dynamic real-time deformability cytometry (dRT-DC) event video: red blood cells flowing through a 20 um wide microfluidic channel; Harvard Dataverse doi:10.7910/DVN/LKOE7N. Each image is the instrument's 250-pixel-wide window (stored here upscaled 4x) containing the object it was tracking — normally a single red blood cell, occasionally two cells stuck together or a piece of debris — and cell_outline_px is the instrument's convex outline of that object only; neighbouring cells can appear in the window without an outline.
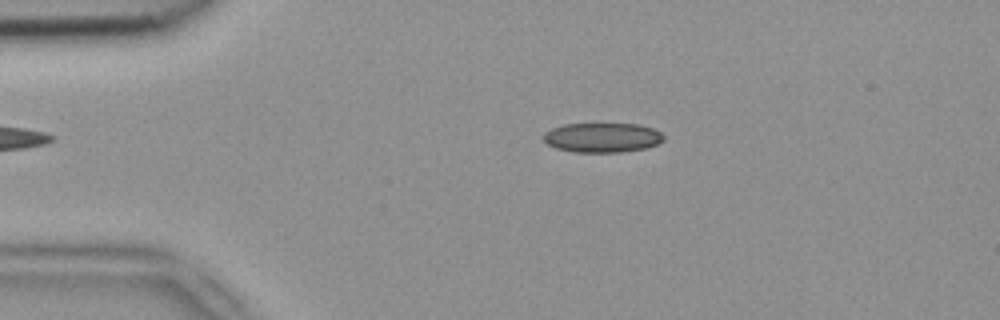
{"species": "common noctule bat (a hibernating species)", "species_latin": "Nyctalus noctula", "temperature_condition": "room temperature", "stored_images_in_passage": 46, "camera_frame_rate_fps": 3000, "um_per_image_px": 0.085, "animal": {"sex": "female", "body_mass_g": 18.4}, "frame": {"image": 1, "passage_image": 5, "time_ms": 1.333, "image_size_px": [1000, 320], "cell_outline_px": [[664, 140], [656, 144], [644, 148], [620, 152], [576, 152], [556, 148], [548, 144], [544, 140], [544, 132], [552, 128], [564, 124], [640, 124], [652, 128], [660, 132], [664, 136]], "centroid_in_image_um": [51.19, 11.69], "position_along_channel_um": 33.8, "area_um2": 20.58}}
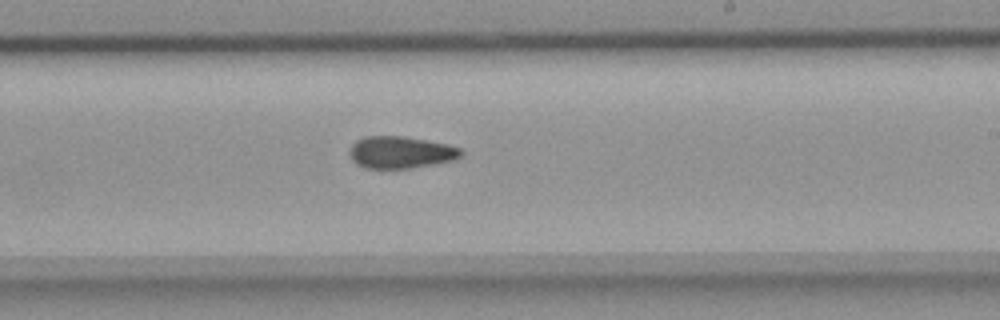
{"frame": {"image": 2, "passage_image": 25, "time_ms": 8.0, "image_size_px": [1000, 320], "cell_outline_px": [[464, 152], [460, 156], [452, 160], [412, 168], [364, 168], [356, 164], [352, 160], [348, 152], [352, 144], [356, 140], [364, 136], [400, 136], [448, 144], [460, 148]], "centroid_in_image_um": [34.01, 12.95], "position_along_channel_um": 255.0, "area_um2": 20.75}}
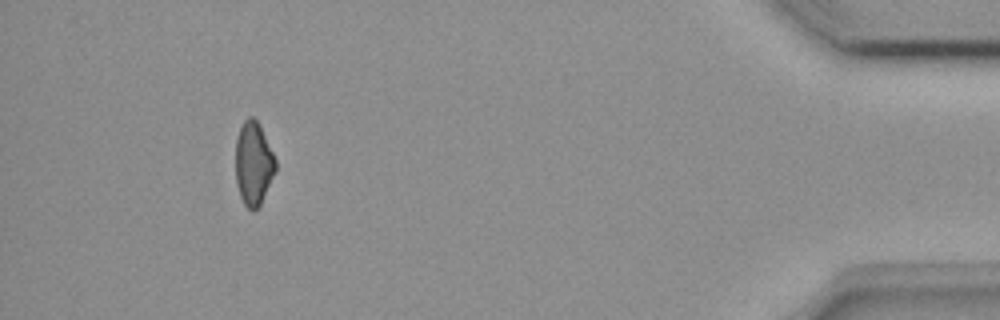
{"frame": {"image": 3, "passage_image": 42, "time_ms": 13.667, "image_size_px": [1000, 320], "cell_outline_px": [[276, 172], [260, 204], [252, 212], [244, 204], [240, 196], [236, 180], [236, 140], [240, 128], [244, 120], [248, 116], [252, 116], [260, 124], [276, 160]], "centroid_in_image_um": [21.55, 13.88], "position_along_channel_um": 413.6, "area_um2": 19.42}, "authors_computed_cell_mechanics": {"area_um2": 20.9814, "velocity_mm_per_s": 3.9323, "shape_relaxation_time_tau1_ms": null, "shape_relaxation_time_tau2_ms": 3.9027, "deformation_change_tau1": null, "deformation_change_tau2": 0.1163}}